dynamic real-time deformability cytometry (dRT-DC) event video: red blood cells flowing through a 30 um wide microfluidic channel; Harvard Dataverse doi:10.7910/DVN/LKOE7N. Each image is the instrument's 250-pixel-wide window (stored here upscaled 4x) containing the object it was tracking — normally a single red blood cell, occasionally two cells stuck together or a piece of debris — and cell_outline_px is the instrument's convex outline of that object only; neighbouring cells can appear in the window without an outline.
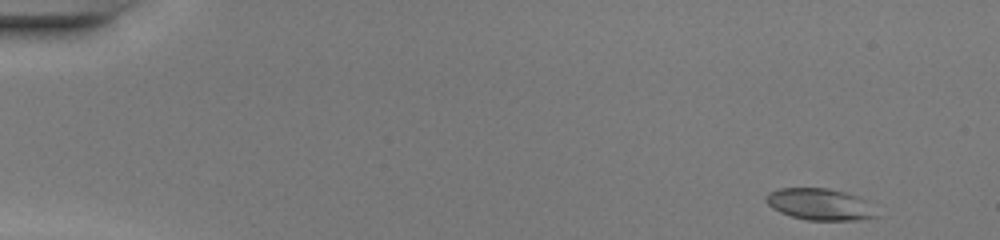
{"species": "common noctule bat (a hibernating species)", "species_latin": "Nyctalus noctula", "temperature_condition": "warm", "stored_images_in_passage": 46, "camera_frame_rate_fps": 3000, "um_per_image_px": 0.085, "animal": {"sex": "female", "body_mass_g": 20.0, "forearm_length_mm": 54.0}, "frame": {"image": 1, "passage_image": 1, "time_ms": 0.0, "image_size_px": [1000, 240], "cell_outline_px": [[880, 216], [860, 220], [808, 220], [792, 216], [780, 212], [772, 208], [764, 200], [764, 196], [768, 192], [780, 188], [828, 188], [844, 192], [856, 196], [864, 200]], "centroid_in_image_um": [69.65, 17.36], "position_along_channel_um": 15.4, "area_um2": 20.29}}
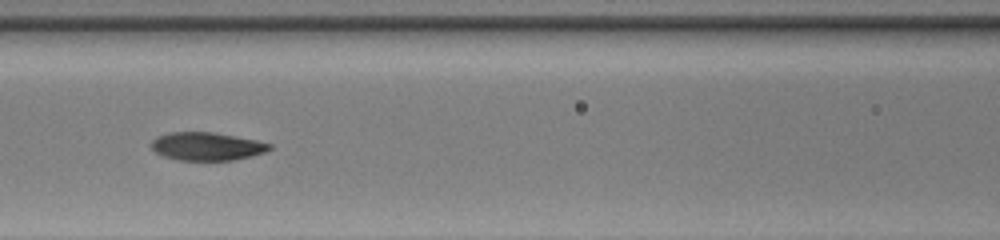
{"frame": {"image": 2, "passage_image": 20, "time_ms": 6.333, "image_size_px": [1000, 240], "cell_outline_px": [[272, 148], [264, 152], [252, 156], [232, 160], [176, 160], [164, 156], [156, 152], [148, 144], [156, 136], [168, 132], [212, 132], [236, 136], [256, 140], [272, 144]], "centroid_in_image_um": [17.55, 12.43], "position_along_channel_um": 149.1, "area_um2": 19.48}}
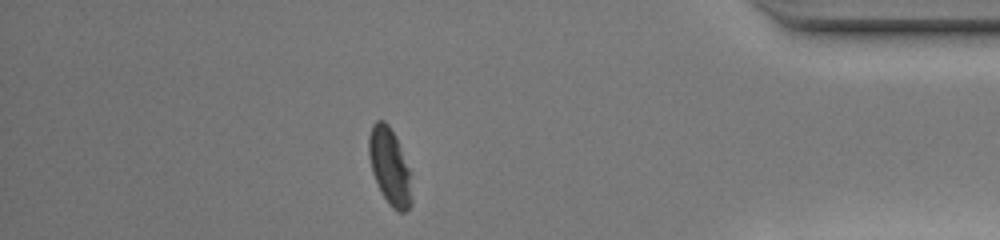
{"frame": {"image": 3, "passage_image": 40, "time_ms": 13.0, "image_size_px": [1000, 240], "cell_outline_px": [[412, 204], [404, 212], [396, 212], [388, 204], [380, 192], [372, 172], [368, 156], [368, 136], [372, 124], [376, 120], [384, 120], [388, 124], [396, 136], [408, 168], [412, 200]], "centroid_in_image_um": [33.09, 14.15], "position_along_channel_um": 402.1, "area_um2": 19.25}, "authors_computed_cell_mechanics": {"area_um2": 20.0277, "velocity_mm_per_s": 4.2986, "shape_relaxation_time_tau1_ms": 3.7974, "shape_relaxation_time_tau2_ms": 2.165, "deformation_change_tau1": 0.169, "deformation_change_tau2": 0.0731}}